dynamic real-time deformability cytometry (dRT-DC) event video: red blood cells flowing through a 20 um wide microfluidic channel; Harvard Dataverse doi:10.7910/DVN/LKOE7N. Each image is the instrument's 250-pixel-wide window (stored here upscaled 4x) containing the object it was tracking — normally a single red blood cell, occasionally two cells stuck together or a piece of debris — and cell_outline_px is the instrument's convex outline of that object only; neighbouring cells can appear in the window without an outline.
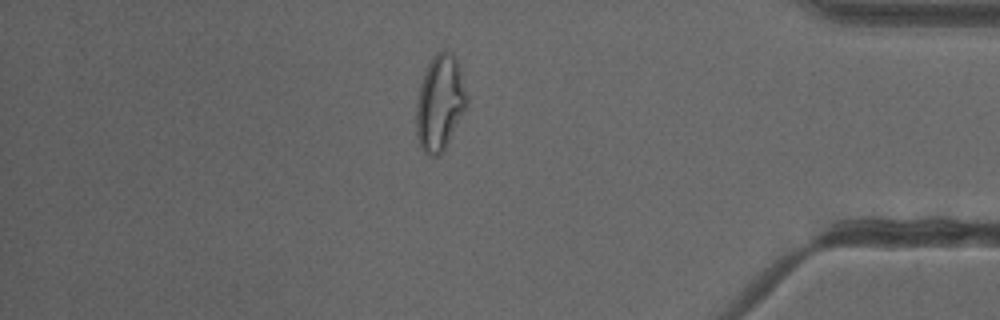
{"species": "common noctule bat (a hibernating species)", "species_latin": "Nyctalus noctula", "temperature_condition": "cold", "stored_images_in_passage": 51, "camera_frame_rate_fps": 3000, "um_per_image_px": 0.085, "animal": {"sex": "female"}, "frame": {"image": 1, "passage_image": 44, "time_ms": 14.333, "image_size_px": [1000, 320], "cell_outline_px": [[468, 104], [444, 152], [440, 156], [432, 156], [424, 152], [420, 148], [416, 136], [416, 104], [420, 84], [428, 64], [432, 56], [436, 52], [444, 48], [452, 52], [460, 68], [468, 96]], "centroid_in_image_um": [37.4, 8.75], "position_along_channel_um": 397.8, "area_um2": 28.73}, "authors_computed_cell_mechanics": {"area_um2": 28.3798, "velocity_mm_per_s": 3.9761, "shape_relaxation_time_tau1_ms": null, "shape_relaxation_time_tau2_ms": 1.2088, "deformation_change_tau1": null, "deformation_change_tau2": 0.0925}}